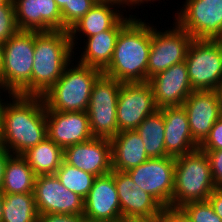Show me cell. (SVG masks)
Wrapping results in <instances>:
<instances>
[{"label":"cell","instance_id":"1","mask_svg":"<svg viewBox=\"0 0 222 222\" xmlns=\"http://www.w3.org/2000/svg\"><path fill=\"white\" fill-rule=\"evenodd\" d=\"M8 94L11 99L4 105L2 146L12 155H22L47 138L46 105L43 97Z\"/></svg>","mask_w":222,"mask_h":222},{"label":"cell","instance_id":"2","mask_svg":"<svg viewBox=\"0 0 222 222\" xmlns=\"http://www.w3.org/2000/svg\"><path fill=\"white\" fill-rule=\"evenodd\" d=\"M152 24L133 18L119 33L104 75L122 83L147 82Z\"/></svg>","mask_w":222,"mask_h":222},{"label":"cell","instance_id":"3","mask_svg":"<svg viewBox=\"0 0 222 222\" xmlns=\"http://www.w3.org/2000/svg\"><path fill=\"white\" fill-rule=\"evenodd\" d=\"M72 57L75 56L68 30L35 31L32 96H44Z\"/></svg>","mask_w":222,"mask_h":222},{"label":"cell","instance_id":"4","mask_svg":"<svg viewBox=\"0 0 222 222\" xmlns=\"http://www.w3.org/2000/svg\"><path fill=\"white\" fill-rule=\"evenodd\" d=\"M73 61L74 59L65 67L56 83L42 96L46 110L87 111L93 85L103 72L78 62L74 66Z\"/></svg>","mask_w":222,"mask_h":222},{"label":"cell","instance_id":"5","mask_svg":"<svg viewBox=\"0 0 222 222\" xmlns=\"http://www.w3.org/2000/svg\"><path fill=\"white\" fill-rule=\"evenodd\" d=\"M35 31L18 30L3 45L1 90L32 96Z\"/></svg>","mask_w":222,"mask_h":222},{"label":"cell","instance_id":"6","mask_svg":"<svg viewBox=\"0 0 222 222\" xmlns=\"http://www.w3.org/2000/svg\"><path fill=\"white\" fill-rule=\"evenodd\" d=\"M216 188L208 156L197 149L175 158L172 209L193 201H205Z\"/></svg>","mask_w":222,"mask_h":222},{"label":"cell","instance_id":"7","mask_svg":"<svg viewBox=\"0 0 222 222\" xmlns=\"http://www.w3.org/2000/svg\"><path fill=\"white\" fill-rule=\"evenodd\" d=\"M185 62L194 91H216L222 81V40L193 39Z\"/></svg>","mask_w":222,"mask_h":222},{"label":"cell","instance_id":"8","mask_svg":"<svg viewBox=\"0 0 222 222\" xmlns=\"http://www.w3.org/2000/svg\"><path fill=\"white\" fill-rule=\"evenodd\" d=\"M121 84L104 74L94 83L86 111L94 137L111 139L118 134L117 101Z\"/></svg>","mask_w":222,"mask_h":222},{"label":"cell","instance_id":"9","mask_svg":"<svg viewBox=\"0 0 222 222\" xmlns=\"http://www.w3.org/2000/svg\"><path fill=\"white\" fill-rule=\"evenodd\" d=\"M175 22L193 39L222 40V0H186Z\"/></svg>","mask_w":222,"mask_h":222},{"label":"cell","instance_id":"10","mask_svg":"<svg viewBox=\"0 0 222 222\" xmlns=\"http://www.w3.org/2000/svg\"><path fill=\"white\" fill-rule=\"evenodd\" d=\"M140 189L151 195L164 209L172 208L175 181V158H149L127 171Z\"/></svg>","mask_w":222,"mask_h":222},{"label":"cell","instance_id":"11","mask_svg":"<svg viewBox=\"0 0 222 222\" xmlns=\"http://www.w3.org/2000/svg\"><path fill=\"white\" fill-rule=\"evenodd\" d=\"M173 28L157 30L152 25V43L148 59L147 82L154 75L165 71L172 65L185 61L192 36L176 22Z\"/></svg>","mask_w":222,"mask_h":222},{"label":"cell","instance_id":"12","mask_svg":"<svg viewBox=\"0 0 222 222\" xmlns=\"http://www.w3.org/2000/svg\"><path fill=\"white\" fill-rule=\"evenodd\" d=\"M158 110L148 82L122 83L117 101L118 133L135 130Z\"/></svg>","mask_w":222,"mask_h":222},{"label":"cell","instance_id":"13","mask_svg":"<svg viewBox=\"0 0 222 222\" xmlns=\"http://www.w3.org/2000/svg\"><path fill=\"white\" fill-rule=\"evenodd\" d=\"M34 199L39 215H83L84 212V199L66 189L55 174L36 176Z\"/></svg>","mask_w":222,"mask_h":222},{"label":"cell","instance_id":"14","mask_svg":"<svg viewBox=\"0 0 222 222\" xmlns=\"http://www.w3.org/2000/svg\"><path fill=\"white\" fill-rule=\"evenodd\" d=\"M83 216L90 222H119L122 219L119 196L111 173L95 177L84 199Z\"/></svg>","mask_w":222,"mask_h":222},{"label":"cell","instance_id":"15","mask_svg":"<svg viewBox=\"0 0 222 222\" xmlns=\"http://www.w3.org/2000/svg\"><path fill=\"white\" fill-rule=\"evenodd\" d=\"M47 137L63 150L94 138L87 112L46 110Z\"/></svg>","mask_w":222,"mask_h":222},{"label":"cell","instance_id":"16","mask_svg":"<svg viewBox=\"0 0 222 222\" xmlns=\"http://www.w3.org/2000/svg\"><path fill=\"white\" fill-rule=\"evenodd\" d=\"M155 104L163 107L182 106L187 97L194 91L190 84L186 62L172 65L148 80Z\"/></svg>","mask_w":222,"mask_h":222},{"label":"cell","instance_id":"17","mask_svg":"<svg viewBox=\"0 0 222 222\" xmlns=\"http://www.w3.org/2000/svg\"><path fill=\"white\" fill-rule=\"evenodd\" d=\"M186 110L193 139L200 145L222 116L216 91H193L182 105Z\"/></svg>","mask_w":222,"mask_h":222},{"label":"cell","instance_id":"18","mask_svg":"<svg viewBox=\"0 0 222 222\" xmlns=\"http://www.w3.org/2000/svg\"><path fill=\"white\" fill-rule=\"evenodd\" d=\"M64 161L80 170L102 176L112 171L111 141L98 138L66 147Z\"/></svg>","mask_w":222,"mask_h":222},{"label":"cell","instance_id":"19","mask_svg":"<svg viewBox=\"0 0 222 222\" xmlns=\"http://www.w3.org/2000/svg\"><path fill=\"white\" fill-rule=\"evenodd\" d=\"M19 30H62L61 10L54 0H13Z\"/></svg>","mask_w":222,"mask_h":222},{"label":"cell","instance_id":"20","mask_svg":"<svg viewBox=\"0 0 222 222\" xmlns=\"http://www.w3.org/2000/svg\"><path fill=\"white\" fill-rule=\"evenodd\" d=\"M110 173L116 184L122 218L163 215L164 208L151 195L140 189L127 172L112 170Z\"/></svg>","mask_w":222,"mask_h":222},{"label":"cell","instance_id":"21","mask_svg":"<svg viewBox=\"0 0 222 222\" xmlns=\"http://www.w3.org/2000/svg\"><path fill=\"white\" fill-rule=\"evenodd\" d=\"M164 117L166 155L179 157L199 149L193 139L188 116L183 106L163 107L159 109Z\"/></svg>","mask_w":222,"mask_h":222},{"label":"cell","instance_id":"22","mask_svg":"<svg viewBox=\"0 0 222 222\" xmlns=\"http://www.w3.org/2000/svg\"><path fill=\"white\" fill-rule=\"evenodd\" d=\"M136 16H123L111 29L86 37L78 63L103 71L111 62L120 31Z\"/></svg>","mask_w":222,"mask_h":222},{"label":"cell","instance_id":"23","mask_svg":"<svg viewBox=\"0 0 222 222\" xmlns=\"http://www.w3.org/2000/svg\"><path fill=\"white\" fill-rule=\"evenodd\" d=\"M116 7L120 9L119 5L111 2H97L87 14L82 16L78 22L68 30L72 48L76 49L75 46L78 44L79 33H82V37L84 34V37H91L102 31L111 29L123 17L122 9L119 11Z\"/></svg>","mask_w":222,"mask_h":222},{"label":"cell","instance_id":"24","mask_svg":"<svg viewBox=\"0 0 222 222\" xmlns=\"http://www.w3.org/2000/svg\"><path fill=\"white\" fill-rule=\"evenodd\" d=\"M110 141L112 170L127 172L149 159L136 130L119 132Z\"/></svg>","mask_w":222,"mask_h":222},{"label":"cell","instance_id":"25","mask_svg":"<svg viewBox=\"0 0 222 222\" xmlns=\"http://www.w3.org/2000/svg\"><path fill=\"white\" fill-rule=\"evenodd\" d=\"M36 176L55 174L64 160V150L48 137L21 155Z\"/></svg>","mask_w":222,"mask_h":222},{"label":"cell","instance_id":"26","mask_svg":"<svg viewBox=\"0 0 222 222\" xmlns=\"http://www.w3.org/2000/svg\"><path fill=\"white\" fill-rule=\"evenodd\" d=\"M36 175L21 155H12L5 166L3 194L34 193Z\"/></svg>","mask_w":222,"mask_h":222},{"label":"cell","instance_id":"27","mask_svg":"<svg viewBox=\"0 0 222 222\" xmlns=\"http://www.w3.org/2000/svg\"><path fill=\"white\" fill-rule=\"evenodd\" d=\"M135 130L141 137L149 158L167 156L164 117L159 109L154 114L147 116Z\"/></svg>","mask_w":222,"mask_h":222},{"label":"cell","instance_id":"28","mask_svg":"<svg viewBox=\"0 0 222 222\" xmlns=\"http://www.w3.org/2000/svg\"><path fill=\"white\" fill-rule=\"evenodd\" d=\"M1 222H38L34 193L3 194Z\"/></svg>","mask_w":222,"mask_h":222},{"label":"cell","instance_id":"29","mask_svg":"<svg viewBox=\"0 0 222 222\" xmlns=\"http://www.w3.org/2000/svg\"><path fill=\"white\" fill-rule=\"evenodd\" d=\"M55 175L66 189L78 194L83 199L87 197L96 177L92 173H87L66 163L64 160Z\"/></svg>","mask_w":222,"mask_h":222},{"label":"cell","instance_id":"30","mask_svg":"<svg viewBox=\"0 0 222 222\" xmlns=\"http://www.w3.org/2000/svg\"><path fill=\"white\" fill-rule=\"evenodd\" d=\"M179 209L191 222H222L208 200L188 202Z\"/></svg>","mask_w":222,"mask_h":222},{"label":"cell","instance_id":"31","mask_svg":"<svg viewBox=\"0 0 222 222\" xmlns=\"http://www.w3.org/2000/svg\"><path fill=\"white\" fill-rule=\"evenodd\" d=\"M96 4V0H68V5L61 10L62 30H69Z\"/></svg>","mask_w":222,"mask_h":222},{"label":"cell","instance_id":"32","mask_svg":"<svg viewBox=\"0 0 222 222\" xmlns=\"http://www.w3.org/2000/svg\"><path fill=\"white\" fill-rule=\"evenodd\" d=\"M13 0L0 6V41H8L17 31Z\"/></svg>","mask_w":222,"mask_h":222},{"label":"cell","instance_id":"33","mask_svg":"<svg viewBox=\"0 0 222 222\" xmlns=\"http://www.w3.org/2000/svg\"><path fill=\"white\" fill-rule=\"evenodd\" d=\"M201 151L222 150V116L214 123L209 135L199 145Z\"/></svg>","mask_w":222,"mask_h":222},{"label":"cell","instance_id":"34","mask_svg":"<svg viewBox=\"0 0 222 222\" xmlns=\"http://www.w3.org/2000/svg\"><path fill=\"white\" fill-rule=\"evenodd\" d=\"M203 152L208 156L215 186L217 188H222V150Z\"/></svg>","mask_w":222,"mask_h":222},{"label":"cell","instance_id":"35","mask_svg":"<svg viewBox=\"0 0 222 222\" xmlns=\"http://www.w3.org/2000/svg\"><path fill=\"white\" fill-rule=\"evenodd\" d=\"M83 215L46 213L38 217V222H84Z\"/></svg>","mask_w":222,"mask_h":222},{"label":"cell","instance_id":"36","mask_svg":"<svg viewBox=\"0 0 222 222\" xmlns=\"http://www.w3.org/2000/svg\"><path fill=\"white\" fill-rule=\"evenodd\" d=\"M163 222H191L180 209L166 208L163 211Z\"/></svg>","mask_w":222,"mask_h":222},{"label":"cell","instance_id":"37","mask_svg":"<svg viewBox=\"0 0 222 222\" xmlns=\"http://www.w3.org/2000/svg\"><path fill=\"white\" fill-rule=\"evenodd\" d=\"M207 200L210 202L214 212L222 220V188L216 187Z\"/></svg>","mask_w":222,"mask_h":222},{"label":"cell","instance_id":"38","mask_svg":"<svg viewBox=\"0 0 222 222\" xmlns=\"http://www.w3.org/2000/svg\"><path fill=\"white\" fill-rule=\"evenodd\" d=\"M12 156L3 146H0V191L2 190L5 166L8 159Z\"/></svg>","mask_w":222,"mask_h":222},{"label":"cell","instance_id":"39","mask_svg":"<svg viewBox=\"0 0 222 222\" xmlns=\"http://www.w3.org/2000/svg\"><path fill=\"white\" fill-rule=\"evenodd\" d=\"M119 222H163V215L152 217H125Z\"/></svg>","mask_w":222,"mask_h":222},{"label":"cell","instance_id":"40","mask_svg":"<svg viewBox=\"0 0 222 222\" xmlns=\"http://www.w3.org/2000/svg\"><path fill=\"white\" fill-rule=\"evenodd\" d=\"M3 92H1L0 90V95H3L1 94ZM2 96H0V146H2V125H3V111H4V105L6 102L5 99H1Z\"/></svg>","mask_w":222,"mask_h":222},{"label":"cell","instance_id":"41","mask_svg":"<svg viewBox=\"0 0 222 222\" xmlns=\"http://www.w3.org/2000/svg\"><path fill=\"white\" fill-rule=\"evenodd\" d=\"M148 1L151 3L157 0H127V6H130V8L134 6V8H136L135 6H139L142 3L144 4V2L148 4Z\"/></svg>","mask_w":222,"mask_h":222},{"label":"cell","instance_id":"42","mask_svg":"<svg viewBox=\"0 0 222 222\" xmlns=\"http://www.w3.org/2000/svg\"><path fill=\"white\" fill-rule=\"evenodd\" d=\"M97 2H111L119 6L122 5V8L127 5V0H96Z\"/></svg>","mask_w":222,"mask_h":222},{"label":"cell","instance_id":"43","mask_svg":"<svg viewBox=\"0 0 222 222\" xmlns=\"http://www.w3.org/2000/svg\"><path fill=\"white\" fill-rule=\"evenodd\" d=\"M3 45H4V42L0 41V90H1V73H2V65H3Z\"/></svg>","mask_w":222,"mask_h":222},{"label":"cell","instance_id":"44","mask_svg":"<svg viewBox=\"0 0 222 222\" xmlns=\"http://www.w3.org/2000/svg\"><path fill=\"white\" fill-rule=\"evenodd\" d=\"M59 7L60 10H62L66 5H68V0H54Z\"/></svg>","mask_w":222,"mask_h":222},{"label":"cell","instance_id":"45","mask_svg":"<svg viewBox=\"0 0 222 222\" xmlns=\"http://www.w3.org/2000/svg\"><path fill=\"white\" fill-rule=\"evenodd\" d=\"M216 92L218 94L220 105L222 108V81L220 82L219 86L217 87Z\"/></svg>","mask_w":222,"mask_h":222},{"label":"cell","instance_id":"46","mask_svg":"<svg viewBox=\"0 0 222 222\" xmlns=\"http://www.w3.org/2000/svg\"><path fill=\"white\" fill-rule=\"evenodd\" d=\"M3 202H4V196L3 193L0 191V222L3 215Z\"/></svg>","mask_w":222,"mask_h":222},{"label":"cell","instance_id":"47","mask_svg":"<svg viewBox=\"0 0 222 222\" xmlns=\"http://www.w3.org/2000/svg\"><path fill=\"white\" fill-rule=\"evenodd\" d=\"M9 0H0V6L5 5Z\"/></svg>","mask_w":222,"mask_h":222}]
</instances>
